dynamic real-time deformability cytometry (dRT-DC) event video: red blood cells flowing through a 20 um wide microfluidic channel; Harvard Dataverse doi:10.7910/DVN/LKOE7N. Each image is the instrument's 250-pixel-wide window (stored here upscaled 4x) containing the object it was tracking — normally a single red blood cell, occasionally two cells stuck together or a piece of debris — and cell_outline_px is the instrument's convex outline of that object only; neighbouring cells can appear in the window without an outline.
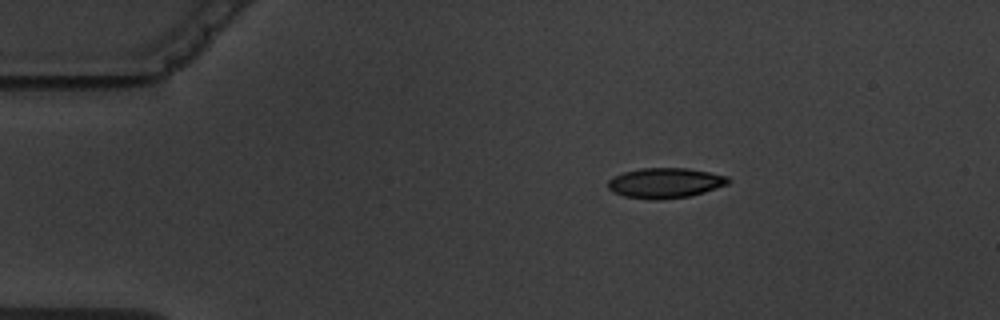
{"species": "common noctule bat (a hibernating species)", "species_latin": "Nyctalus noctula", "temperature_condition": "warm", "stored_images_in_passage": 3, "camera_frame_rate_fps": 3000, "um_per_image_px": 0.085, "animal": {"sex": "male", "body_mass_g": 19.5, "forearm_length_mm": 54.6}, "frame": {"image": 1, "passage_image": 1, "time_ms": 0.0, "image_size_px": [1000, 320], "cell_outline_px": [[732, 180], [728, 184], [704, 192], [688, 196], [656, 200], [652, 200], [624, 196], [608, 188], [608, 180], [624, 172], [644, 168], [688, 168], [728, 176]], "centroid_in_image_um": [56.58, 15.55], "position_along_channel_um": 28.4, "area_um2": 20.92}}